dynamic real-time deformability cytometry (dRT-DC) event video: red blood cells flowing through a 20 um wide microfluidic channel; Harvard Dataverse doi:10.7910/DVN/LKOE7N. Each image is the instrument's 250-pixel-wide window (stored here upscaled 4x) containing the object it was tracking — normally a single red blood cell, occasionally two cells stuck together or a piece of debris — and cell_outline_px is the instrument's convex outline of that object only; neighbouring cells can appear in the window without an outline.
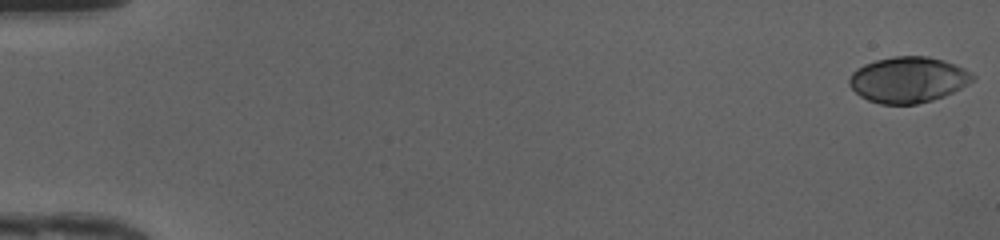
{"species": "human", "species_latin": "Homo sapiens", "temperature_condition": "cold", "stored_images_in_passage": 49, "camera_frame_rate_fps": 3000, "um_per_image_px": 0.085, "donor": {"sex": "female"}, "frame": {"image": 1, "passage_image": 1, "time_ms": 0.0, "image_size_px": [1000, 240], "cell_outline_px": [[976, 80], [944, 96], [932, 100], [916, 104], [880, 104], [868, 100], [860, 96], [848, 84], [848, 80], [852, 72], [856, 68], [864, 64], [876, 60], [892, 56], [928, 56], [944, 60], [956, 64], [972, 72], [976, 76]], "centroid_in_image_um": [77.21, 6.77], "position_along_channel_um": 7.8, "area_um2": 33.23}}
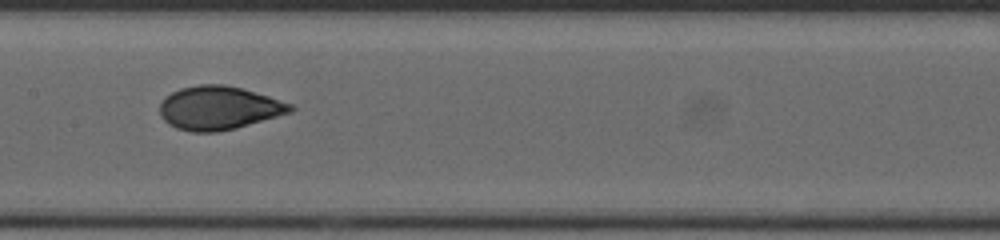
{"frame": {"image": 2, "passage_image": 26, "time_ms": 8.333, "image_size_px": [1000, 240], "cell_outline_px": [[296, 108], [292, 112], [236, 128], [216, 132], [192, 132], [176, 128], [168, 124], [160, 116], [160, 104], [164, 96], [180, 88], [200, 84], [224, 84], [240, 88], [268, 96], [292, 104]], "centroid_in_image_um": [18.58, 9.18], "position_along_channel_um": 188.8, "area_um2": 33.18}}
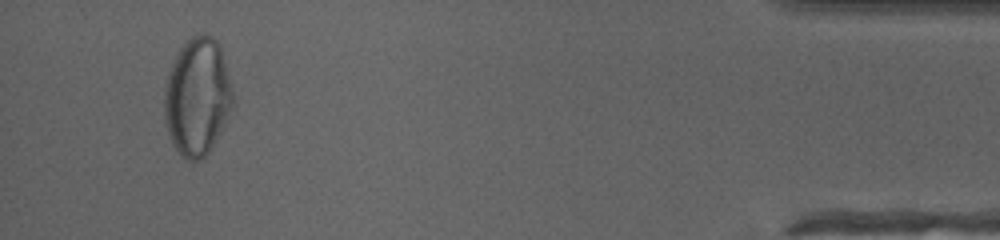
{"frame": {"image": 3, "passage_image": 47, "time_ms": 15.333, "image_size_px": [1000, 240], "cell_outline_px": [[232, 104], [208, 152], [200, 160], [184, 160], [180, 156], [164, 124], [164, 88], [168, 72], [180, 48], [192, 36], [204, 32], [212, 36], [220, 44], [232, 92]], "centroid_in_image_um": [16.72, 8.19], "position_along_channel_um": 418.5, "area_um2": 46.18}, "authors_computed_cell_mechanics": {"area_um2": 32.5992, "velocity_mm_per_s": 4.2176, "shape_relaxation_time_tau1_ms": 4.9349, "shape_relaxation_time_tau2_ms": null, "deformation_change_tau1": 0.2112, "deformation_change_tau2": null}}